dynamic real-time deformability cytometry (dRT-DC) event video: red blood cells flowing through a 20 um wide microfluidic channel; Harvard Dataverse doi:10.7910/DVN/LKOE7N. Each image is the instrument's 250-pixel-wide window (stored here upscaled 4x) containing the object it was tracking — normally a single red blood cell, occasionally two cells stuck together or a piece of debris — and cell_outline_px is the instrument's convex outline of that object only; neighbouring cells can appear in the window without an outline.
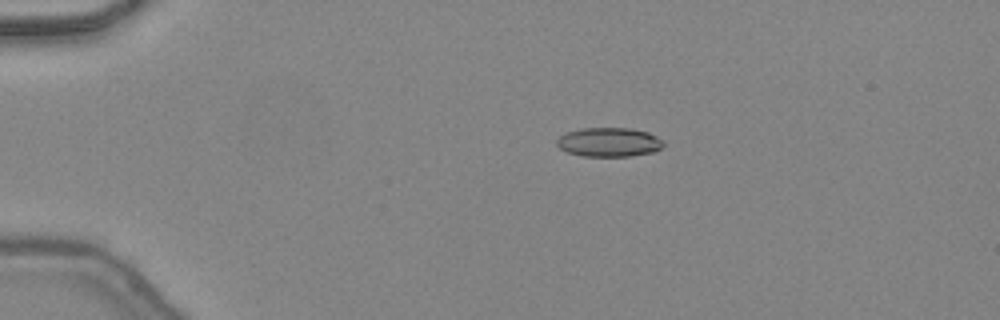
{"species": "common noctule bat (a hibernating species)", "species_latin": "Nyctalus noctula", "temperature_condition": "warm", "stored_images_in_passage": 48, "camera_frame_rate_fps": 3000, "um_per_image_px": 0.085, "animal": {"sex": "female", "body_mass_g": 24.6, "forearm_length_mm": 56.2}, "frame": {"image": 1, "passage_image": 11, "time_ms": 3.333, "image_size_px": [1000, 320], "cell_outline_px": [[664, 144], [656, 152], [632, 156], [584, 156], [568, 152], [560, 148], [556, 144], [556, 140], [560, 136], [568, 132], [580, 128], [628, 128], [648, 132], [664, 140]], "centroid_in_image_um": [51.79, 12.08], "position_along_channel_um": 33.2, "area_um2": 18.15}}
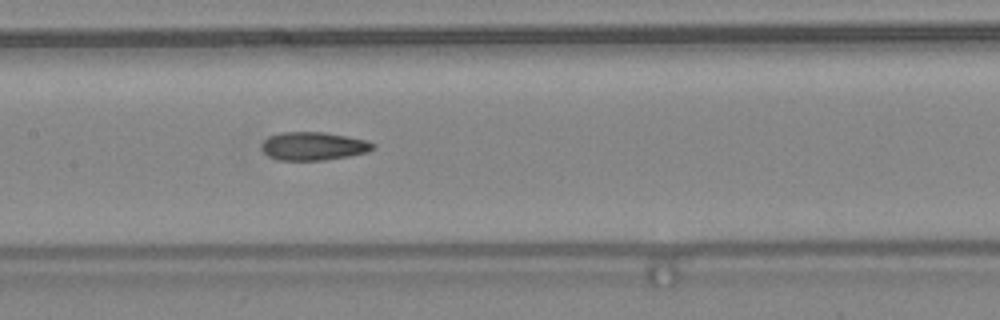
{"frame": {"image": 2, "passage_image": 25, "time_ms": 8.0, "image_size_px": [1000, 320], "cell_outline_px": [[376, 148], [368, 152], [348, 156], [324, 160], [280, 160], [268, 156], [260, 148], [260, 144], [268, 136], [280, 132], [324, 132], [368, 140], [376, 144]], "centroid_in_image_um": [26.64, 12.41], "position_along_channel_um": 180.8, "area_um2": 18.55}}
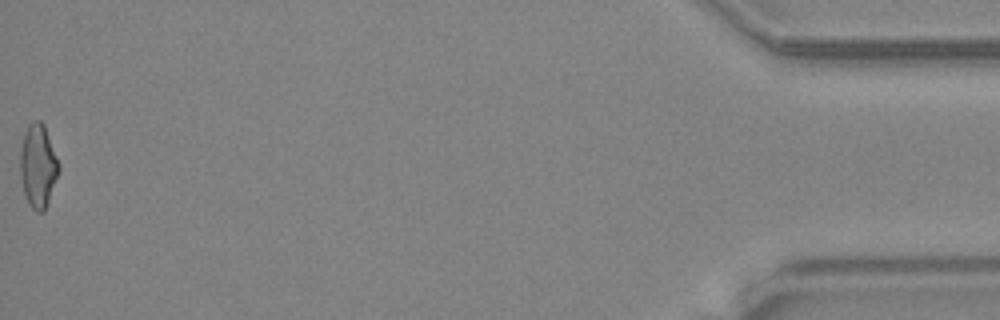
{"frame": {"image": 3, "passage_image": 48, "time_ms": 15.667, "image_size_px": [1000, 320], "cell_outline_px": [[60, 168], [44, 212], [36, 212], [28, 204], [24, 192], [20, 172], [20, 152], [24, 132], [28, 124], [32, 120], [40, 120], [44, 124], [60, 164]], "centroid_in_image_um": [3.23, 14.07], "position_along_channel_um": 432.0, "area_um2": 18.79}, "authors_computed_cell_mechanics": {"area_um2": 18.2359, "velocity_mm_per_s": 4.4808, "shape_relaxation_time_tau1_ms": null, "shape_relaxation_time_tau2_ms": 2.0526, "deformation_change_tau1": null, "deformation_change_tau2": 0.0983}}